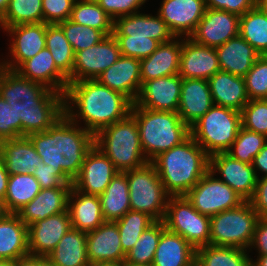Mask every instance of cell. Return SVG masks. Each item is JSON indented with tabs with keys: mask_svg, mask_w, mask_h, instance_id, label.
<instances>
[{
	"mask_svg": "<svg viewBox=\"0 0 267 266\" xmlns=\"http://www.w3.org/2000/svg\"><path fill=\"white\" fill-rule=\"evenodd\" d=\"M0 97L16 115L19 137L46 131L64 114V94L0 65Z\"/></svg>",
	"mask_w": 267,
	"mask_h": 266,
	"instance_id": "obj_1",
	"label": "cell"
},
{
	"mask_svg": "<svg viewBox=\"0 0 267 266\" xmlns=\"http://www.w3.org/2000/svg\"><path fill=\"white\" fill-rule=\"evenodd\" d=\"M64 104L65 115L76 124L78 119H83L84 129L95 136L103 128L125 119L133 103L95 79L69 82ZM74 108H78L77 111H73Z\"/></svg>",
	"mask_w": 267,
	"mask_h": 266,
	"instance_id": "obj_2",
	"label": "cell"
},
{
	"mask_svg": "<svg viewBox=\"0 0 267 266\" xmlns=\"http://www.w3.org/2000/svg\"><path fill=\"white\" fill-rule=\"evenodd\" d=\"M65 114L46 131L29 134L41 161L55 169L68 183L79 175L94 135L78 127Z\"/></svg>",
	"mask_w": 267,
	"mask_h": 266,
	"instance_id": "obj_3",
	"label": "cell"
},
{
	"mask_svg": "<svg viewBox=\"0 0 267 266\" xmlns=\"http://www.w3.org/2000/svg\"><path fill=\"white\" fill-rule=\"evenodd\" d=\"M151 163L170 196H185L209 171V155L191 136Z\"/></svg>",
	"mask_w": 267,
	"mask_h": 266,
	"instance_id": "obj_4",
	"label": "cell"
},
{
	"mask_svg": "<svg viewBox=\"0 0 267 266\" xmlns=\"http://www.w3.org/2000/svg\"><path fill=\"white\" fill-rule=\"evenodd\" d=\"M130 114L137 122L141 147L148 162L190 136V128L177 112L142 108L133 103Z\"/></svg>",
	"mask_w": 267,
	"mask_h": 266,
	"instance_id": "obj_5",
	"label": "cell"
},
{
	"mask_svg": "<svg viewBox=\"0 0 267 266\" xmlns=\"http://www.w3.org/2000/svg\"><path fill=\"white\" fill-rule=\"evenodd\" d=\"M94 145L120 172L140 168L148 163L141 147L137 122L131 114L100 130L94 136Z\"/></svg>",
	"mask_w": 267,
	"mask_h": 266,
	"instance_id": "obj_6",
	"label": "cell"
},
{
	"mask_svg": "<svg viewBox=\"0 0 267 266\" xmlns=\"http://www.w3.org/2000/svg\"><path fill=\"white\" fill-rule=\"evenodd\" d=\"M241 127V112L213 105L190 127V136L211 156L226 152Z\"/></svg>",
	"mask_w": 267,
	"mask_h": 266,
	"instance_id": "obj_7",
	"label": "cell"
},
{
	"mask_svg": "<svg viewBox=\"0 0 267 266\" xmlns=\"http://www.w3.org/2000/svg\"><path fill=\"white\" fill-rule=\"evenodd\" d=\"M260 216L249 201L210 217V245L247 250Z\"/></svg>",
	"mask_w": 267,
	"mask_h": 266,
	"instance_id": "obj_8",
	"label": "cell"
},
{
	"mask_svg": "<svg viewBox=\"0 0 267 266\" xmlns=\"http://www.w3.org/2000/svg\"><path fill=\"white\" fill-rule=\"evenodd\" d=\"M124 172L128 179L131 210L145 212L156 221H163L170 195L165 191L155 166L148 162Z\"/></svg>",
	"mask_w": 267,
	"mask_h": 266,
	"instance_id": "obj_9",
	"label": "cell"
},
{
	"mask_svg": "<svg viewBox=\"0 0 267 266\" xmlns=\"http://www.w3.org/2000/svg\"><path fill=\"white\" fill-rule=\"evenodd\" d=\"M163 222L195 250L210 244V217L199 213L185 196L169 197Z\"/></svg>",
	"mask_w": 267,
	"mask_h": 266,
	"instance_id": "obj_10",
	"label": "cell"
},
{
	"mask_svg": "<svg viewBox=\"0 0 267 266\" xmlns=\"http://www.w3.org/2000/svg\"><path fill=\"white\" fill-rule=\"evenodd\" d=\"M185 197L199 213L208 217L236 208L245 202L229 185L215 178L210 171Z\"/></svg>",
	"mask_w": 267,
	"mask_h": 266,
	"instance_id": "obj_11",
	"label": "cell"
},
{
	"mask_svg": "<svg viewBox=\"0 0 267 266\" xmlns=\"http://www.w3.org/2000/svg\"><path fill=\"white\" fill-rule=\"evenodd\" d=\"M120 56L115 37L108 35L96 45L75 53L73 72L68 80L69 82L95 80Z\"/></svg>",
	"mask_w": 267,
	"mask_h": 266,
	"instance_id": "obj_12",
	"label": "cell"
},
{
	"mask_svg": "<svg viewBox=\"0 0 267 266\" xmlns=\"http://www.w3.org/2000/svg\"><path fill=\"white\" fill-rule=\"evenodd\" d=\"M209 171L214 175L220 174L222 178L218 179L229 185L245 201L252 198L258 179L252 164L220 152L209 156Z\"/></svg>",
	"mask_w": 267,
	"mask_h": 266,
	"instance_id": "obj_13",
	"label": "cell"
},
{
	"mask_svg": "<svg viewBox=\"0 0 267 266\" xmlns=\"http://www.w3.org/2000/svg\"><path fill=\"white\" fill-rule=\"evenodd\" d=\"M117 172L112 161L94 145L87 152L72 186L84 194L100 196Z\"/></svg>",
	"mask_w": 267,
	"mask_h": 266,
	"instance_id": "obj_14",
	"label": "cell"
},
{
	"mask_svg": "<svg viewBox=\"0 0 267 266\" xmlns=\"http://www.w3.org/2000/svg\"><path fill=\"white\" fill-rule=\"evenodd\" d=\"M240 16L223 10L206 9L189 37L197 44L216 48L239 35Z\"/></svg>",
	"mask_w": 267,
	"mask_h": 266,
	"instance_id": "obj_15",
	"label": "cell"
},
{
	"mask_svg": "<svg viewBox=\"0 0 267 266\" xmlns=\"http://www.w3.org/2000/svg\"><path fill=\"white\" fill-rule=\"evenodd\" d=\"M4 31L12 37L9 51L13 58L0 62V65L7 69L16 70L24 61L46 48V23L44 22L11 26Z\"/></svg>",
	"mask_w": 267,
	"mask_h": 266,
	"instance_id": "obj_16",
	"label": "cell"
},
{
	"mask_svg": "<svg viewBox=\"0 0 267 266\" xmlns=\"http://www.w3.org/2000/svg\"><path fill=\"white\" fill-rule=\"evenodd\" d=\"M181 84L182 78L179 74L145 81L141 84L134 104L157 111L177 112Z\"/></svg>",
	"mask_w": 267,
	"mask_h": 266,
	"instance_id": "obj_17",
	"label": "cell"
},
{
	"mask_svg": "<svg viewBox=\"0 0 267 266\" xmlns=\"http://www.w3.org/2000/svg\"><path fill=\"white\" fill-rule=\"evenodd\" d=\"M27 228L29 254L48 257L72 227L67 210L36 221Z\"/></svg>",
	"mask_w": 267,
	"mask_h": 266,
	"instance_id": "obj_18",
	"label": "cell"
},
{
	"mask_svg": "<svg viewBox=\"0 0 267 266\" xmlns=\"http://www.w3.org/2000/svg\"><path fill=\"white\" fill-rule=\"evenodd\" d=\"M205 0H163L158 15L175 37L189 38L206 11ZM183 35V36H182Z\"/></svg>",
	"mask_w": 267,
	"mask_h": 266,
	"instance_id": "obj_19",
	"label": "cell"
},
{
	"mask_svg": "<svg viewBox=\"0 0 267 266\" xmlns=\"http://www.w3.org/2000/svg\"><path fill=\"white\" fill-rule=\"evenodd\" d=\"M220 71L215 48L197 44L190 38L182 39L178 74L182 79L208 80Z\"/></svg>",
	"mask_w": 267,
	"mask_h": 266,
	"instance_id": "obj_20",
	"label": "cell"
},
{
	"mask_svg": "<svg viewBox=\"0 0 267 266\" xmlns=\"http://www.w3.org/2000/svg\"><path fill=\"white\" fill-rule=\"evenodd\" d=\"M87 235V257L91 264L123 262L126 253L121 246L119 229L116 222L105 221Z\"/></svg>",
	"mask_w": 267,
	"mask_h": 266,
	"instance_id": "obj_21",
	"label": "cell"
},
{
	"mask_svg": "<svg viewBox=\"0 0 267 266\" xmlns=\"http://www.w3.org/2000/svg\"><path fill=\"white\" fill-rule=\"evenodd\" d=\"M96 80L134 103L141 88L140 60L121 55Z\"/></svg>",
	"mask_w": 267,
	"mask_h": 266,
	"instance_id": "obj_22",
	"label": "cell"
},
{
	"mask_svg": "<svg viewBox=\"0 0 267 266\" xmlns=\"http://www.w3.org/2000/svg\"><path fill=\"white\" fill-rule=\"evenodd\" d=\"M213 105L208 80L182 79L177 114L189 128Z\"/></svg>",
	"mask_w": 267,
	"mask_h": 266,
	"instance_id": "obj_23",
	"label": "cell"
},
{
	"mask_svg": "<svg viewBox=\"0 0 267 266\" xmlns=\"http://www.w3.org/2000/svg\"><path fill=\"white\" fill-rule=\"evenodd\" d=\"M113 36L149 37L164 43L175 38L165 21L157 14L134 13L114 20Z\"/></svg>",
	"mask_w": 267,
	"mask_h": 266,
	"instance_id": "obj_24",
	"label": "cell"
},
{
	"mask_svg": "<svg viewBox=\"0 0 267 266\" xmlns=\"http://www.w3.org/2000/svg\"><path fill=\"white\" fill-rule=\"evenodd\" d=\"M16 71L23 77L41 83L52 91L65 94L69 80L56 67L50 51L44 48L24 61Z\"/></svg>",
	"mask_w": 267,
	"mask_h": 266,
	"instance_id": "obj_25",
	"label": "cell"
},
{
	"mask_svg": "<svg viewBox=\"0 0 267 266\" xmlns=\"http://www.w3.org/2000/svg\"><path fill=\"white\" fill-rule=\"evenodd\" d=\"M160 43L158 48L147 58L140 60L141 84L145 81L178 74L182 37Z\"/></svg>",
	"mask_w": 267,
	"mask_h": 266,
	"instance_id": "obj_26",
	"label": "cell"
},
{
	"mask_svg": "<svg viewBox=\"0 0 267 266\" xmlns=\"http://www.w3.org/2000/svg\"><path fill=\"white\" fill-rule=\"evenodd\" d=\"M72 187L41 189L37 196L16 213L29 226L36 221L67 211L68 196Z\"/></svg>",
	"mask_w": 267,
	"mask_h": 266,
	"instance_id": "obj_27",
	"label": "cell"
},
{
	"mask_svg": "<svg viewBox=\"0 0 267 266\" xmlns=\"http://www.w3.org/2000/svg\"><path fill=\"white\" fill-rule=\"evenodd\" d=\"M67 210L71 227L79 231L87 233L105 222L99 196L84 194L73 186L68 196Z\"/></svg>",
	"mask_w": 267,
	"mask_h": 266,
	"instance_id": "obj_28",
	"label": "cell"
},
{
	"mask_svg": "<svg viewBox=\"0 0 267 266\" xmlns=\"http://www.w3.org/2000/svg\"><path fill=\"white\" fill-rule=\"evenodd\" d=\"M0 154L9 175L30 174L34 175L41 158L27 137L0 141Z\"/></svg>",
	"mask_w": 267,
	"mask_h": 266,
	"instance_id": "obj_29",
	"label": "cell"
},
{
	"mask_svg": "<svg viewBox=\"0 0 267 266\" xmlns=\"http://www.w3.org/2000/svg\"><path fill=\"white\" fill-rule=\"evenodd\" d=\"M208 82L214 105L241 112L249 102L244 77L220 70Z\"/></svg>",
	"mask_w": 267,
	"mask_h": 266,
	"instance_id": "obj_30",
	"label": "cell"
},
{
	"mask_svg": "<svg viewBox=\"0 0 267 266\" xmlns=\"http://www.w3.org/2000/svg\"><path fill=\"white\" fill-rule=\"evenodd\" d=\"M220 70L244 77L260 54L240 35L215 48Z\"/></svg>",
	"mask_w": 267,
	"mask_h": 266,
	"instance_id": "obj_31",
	"label": "cell"
},
{
	"mask_svg": "<svg viewBox=\"0 0 267 266\" xmlns=\"http://www.w3.org/2000/svg\"><path fill=\"white\" fill-rule=\"evenodd\" d=\"M29 254L28 228L16 213L0 219V260L16 261Z\"/></svg>",
	"mask_w": 267,
	"mask_h": 266,
	"instance_id": "obj_32",
	"label": "cell"
},
{
	"mask_svg": "<svg viewBox=\"0 0 267 266\" xmlns=\"http://www.w3.org/2000/svg\"><path fill=\"white\" fill-rule=\"evenodd\" d=\"M196 250L179 234L165 229L159 239L153 266H193Z\"/></svg>",
	"mask_w": 267,
	"mask_h": 266,
	"instance_id": "obj_33",
	"label": "cell"
},
{
	"mask_svg": "<svg viewBox=\"0 0 267 266\" xmlns=\"http://www.w3.org/2000/svg\"><path fill=\"white\" fill-rule=\"evenodd\" d=\"M48 258L54 266H90L86 232L71 228Z\"/></svg>",
	"mask_w": 267,
	"mask_h": 266,
	"instance_id": "obj_34",
	"label": "cell"
},
{
	"mask_svg": "<svg viewBox=\"0 0 267 266\" xmlns=\"http://www.w3.org/2000/svg\"><path fill=\"white\" fill-rule=\"evenodd\" d=\"M99 198L105 221L115 222L130 211L126 173L118 171Z\"/></svg>",
	"mask_w": 267,
	"mask_h": 266,
	"instance_id": "obj_35",
	"label": "cell"
},
{
	"mask_svg": "<svg viewBox=\"0 0 267 266\" xmlns=\"http://www.w3.org/2000/svg\"><path fill=\"white\" fill-rule=\"evenodd\" d=\"M40 191V184L34 175H10L7 192L3 200L5 209L8 213H17L19 209L32 201Z\"/></svg>",
	"mask_w": 267,
	"mask_h": 266,
	"instance_id": "obj_36",
	"label": "cell"
},
{
	"mask_svg": "<svg viewBox=\"0 0 267 266\" xmlns=\"http://www.w3.org/2000/svg\"><path fill=\"white\" fill-rule=\"evenodd\" d=\"M247 250L207 245L196 249L197 266H252Z\"/></svg>",
	"mask_w": 267,
	"mask_h": 266,
	"instance_id": "obj_37",
	"label": "cell"
},
{
	"mask_svg": "<svg viewBox=\"0 0 267 266\" xmlns=\"http://www.w3.org/2000/svg\"><path fill=\"white\" fill-rule=\"evenodd\" d=\"M239 35L260 56L267 55V10L255 6L240 16Z\"/></svg>",
	"mask_w": 267,
	"mask_h": 266,
	"instance_id": "obj_38",
	"label": "cell"
},
{
	"mask_svg": "<svg viewBox=\"0 0 267 266\" xmlns=\"http://www.w3.org/2000/svg\"><path fill=\"white\" fill-rule=\"evenodd\" d=\"M69 20L112 35L114 20L103 10L96 0H76Z\"/></svg>",
	"mask_w": 267,
	"mask_h": 266,
	"instance_id": "obj_39",
	"label": "cell"
},
{
	"mask_svg": "<svg viewBox=\"0 0 267 266\" xmlns=\"http://www.w3.org/2000/svg\"><path fill=\"white\" fill-rule=\"evenodd\" d=\"M46 48L56 67L68 78L73 72L75 53L59 24H46Z\"/></svg>",
	"mask_w": 267,
	"mask_h": 266,
	"instance_id": "obj_40",
	"label": "cell"
},
{
	"mask_svg": "<svg viewBox=\"0 0 267 266\" xmlns=\"http://www.w3.org/2000/svg\"><path fill=\"white\" fill-rule=\"evenodd\" d=\"M163 221H156L146 229L134 247L126 254L125 264H152L159 239L165 230Z\"/></svg>",
	"mask_w": 267,
	"mask_h": 266,
	"instance_id": "obj_41",
	"label": "cell"
},
{
	"mask_svg": "<svg viewBox=\"0 0 267 266\" xmlns=\"http://www.w3.org/2000/svg\"><path fill=\"white\" fill-rule=\"evenodd\" d=\"M115 222L119 229L122 249L127 254L137 243L141 234L156 220L145 212L130 210Z\"/></svg>",
	"mask_w": 267,
	"mask_h": 266,
	"instance_id": "obj_42",
	"label": "cell"
},
{
	"mask_svg": "<svg viewBox=\"0 0 267 266\" xmlns=\"http://www.w3.org/2000/svg\"><path fill=\"white\" fill-rule=\"evenodd\" d=\"M43 22L42 0H10L5 16L0 20V27H7Z\"/></svg>",
	"mask_w": 267,
	"mask_h": 266,
	"instance_id": "obj_43",
	"label": "cell"
},
{
	"mask_svg": "<svg viewBox=\"0 0 267 266\" xmlns=\"http://www.w3.org/2000/svg\"><path fill=\"white\" fill-rule=\"evenodd\" d=\"M266 143V136L241 127L235 141L226 153L238 161L252 164L253 158Z\"/></svg>",
	"mask_w": 267,
	"mask_h": 266,
	"instance_id": "obj_44",
	"label": "cell"
},
{
	"mask_svg": "<svg viewBox=\"0 0 267 266\" xmlns=\"http://www.w3.org/2000/svg\"><path fill=\"white\" fill-rule=\"evenodd\" d=\"M74 53L87 49L99 43L106 35L97 29L81 25L67 19L59 23Z\"/></svg>",
	"mask_w": 267,
	"mask_h": 266,
	"instance_id": "obj_45",
	"label": "cell"
},
{
	"mask_svg": "<svg viewBox=\"0 0 267 266\" xmlns=\"http://www.w3.org/2000/svg\"><path fill=\"white\" fill-rule=\"evenodd\" d=\"M242 127L267 137V99H252L241 110Z\"/></svg>",
	"mask_w": 267,
	"mask_h": 266,
	"instance_id": "obj_46",
	"label": "cell"
},
{
	"mask_svg": "<svg viewBox=\"0 0 267 266\" xmlns=\"http://www.w3.org/2000/svg\"><path fill=\"white\" fill-rule=\"evenodd\" d=\"M249 100L267 99V55L260 56L244 76Z\"/></svg>",
	"mask_w": 267,
	"mask_h": 266,
	"instance_id": "obj_47",
	"label": "cell"
},
{
	"mask_svg": "<svg viewBox=\"0 0 267 266\" xmlns=\"http://www.w3.org/2000/svg\"><path fill=\"white\" fill-rule=\"evenodd\" d=\"M122 56L144 59L150 56L159 46L160 42L147 37L114 36Z\"/></svg>",
	"mask_w": 267,
	"mask_h": 266,
	"instance_id": "obj_48",
	"label": "cell"
},
{
	"mask_svg": "<svg viewBox=\"0 0 267 266\" xmlns=\"http://www.w3.org/2000/svg\"><path fill=\"white\" fill-rule=\"evenodd\" d=\"M76 0H42L43 22L59 24L70 18Z\"/></svg>",
	"mask_w": 267,
	"mask_h": 266,
	"instance_id": "obj_49",
	"label": "cell"
},
{
	"mask_svg": "<svg viewBox=\"0 0 267 266\" xmlns=\"http://www.w3.org/2000/svg\"><path fill=\"white\" fill-rule=\"evenodd\" d=\"M103 10L113 19L138 13L147 0H96Z\"/></svg>",
	"mask_w": 267,
	"mask_h": 266,
	"instance_id": "obj_50",
	"label": "cell"
},
{
	"mask_svg": "<svg viewBox=\"0 0 267 266\" xmlns=\"http://www.w3.org/2000/svg\"><path fill=\"white\" fill-rule=\"evenodd\" d=\"M17 138L16 115L9 103L0 97V141Z\"/></svg>",
	"mask_w": 267,
	"mask_h": 266,
	"instance_id": "obj_51",
	"label": "cell"
},
{
	"mask_svg": "<svg viewBox=\"0 0 267 266\" xmlns=\"http://www.w3.org/2000/svg\"><path fill=\"white\" fill-rule=\"evenodd\" d=\"M34 177L40 184L41 189L72 187V183H68L55 169L50 165L44 164L42 161L34 172Z\"/></svg>",
	"mask_w": 267,
	"mask_h": 266,
	"instance_id": "obj_52",
	"label": "cell"
},
{
	"mask_svg": "<svg viewBox=\"0 0 267 266\" xmlns=\"http://www.w3.org/2000/svg\"><path fill=\"white\" fill-rule=\"evenodd\" d=\"M207 9L223 10L242 16L256 6V0H205Z\"/></svg>",
	"mask_w": 267,
	"mask_h": 266,
	"instance_id": "obj_53",
	"label": "cell"
},
{
	"mask_svg": "<svg viewBox=\"0 0 267 266\" xmlns=\"http://www.w3.org/2000/svg\"><path fill=\"white\" fill-rule=\"evenodd\" d=\"M249 202L260 218H267V177L257 179L254 194Z\"/></svg>",
	"mask_w": 267,
	"mask_h": 266,
	"instance_id": "obj_54",
	"label": "cell"
},
{
	"mask_svg": "<svg viewBox=\"0 0 267 266\" xmlns=\"http://www.w3.org/2000/svg\"><path fill=\"white\" fill-rule=\"evenodd\" d=\"M252 248H256L259 255L267 254V218L258 220L249 249Z\"/></svg>",
	"mask_w": 267,
	"mask_h": 266,
	"instance_id": "obj_55",
	"label": "cell"
},
{
	"mask_svg": "<svg viewBox=\"0 0 267 266\" xmlns=\"http://www.w3.org/2000/svg\"><path fill=\"white\" fill-rule=\"evenodd\" d=\"M252 167L255 170L257 178H259L258 173H264L261 178L267 177V143L262 148V150L253 158ZM260 171V172H259Z\"/></svg>",
	"mask_w": 267,
	"mask_h": 266,
	"instance_id": "obj_56",
	"label": "cell"
},
{
	"mask_svg": "<svg viewBox=\"0 0 267 266\" xmlns=\"http://www.w3.org/2000/svg\"><path fill=\"white\" fill-rule=\"evenodd\" d=\"M16 266H54V264L48 257L28 255L16 260Z\"/></svg>",
	"mask_w": 267,
	"mask_h": 266,
	"instance_id": "obj_57",
	"label": "cell"
},
{
	"mask_svg": "<svg viewBox=\"0 0 267 266\" xmlns=\"http://www.w3.org/2000/svg\"><path fill=\"white\" fill-rule=\"evenodd\" d=\"M9 174L5 168L2 156L0 154V199L3 201L7 192Z\"/></svg>",
	"mask_w": 267,
	"mask_h": 266,
	"instance_id": "obj_58",
	"label": "cell"
},
{
	"mask_svg": "<svg viewBox=\"0 0 267 266\" xmlns=\"http://www.w3.org/2000/svg\"><path fill=\"white\" fill-rule=\"evenodd\" d=\"M10 4V0H0V20L5 16L8 7Z\"/></svg>",
	"mask_w": 267,
	"mask_h": 266,
	"instance_id": "obj_59",
	"label": "cell"
},
{
	"mask_svg": "<svg viewBox=\"0 0 267 266\" xmlns=\"http://www.w3.org/2000/svg\"><path fill=\"white\" fill-rule=\"evenodd\" d=\"M252 266H267V254L258 255L256 261H252Z\"/></svg>",
	"mask_w": 267,
	"mask_h": 266,
	"instance_id": "obj_60",
	"label": "cell"
},
{
	"mask_svg": "<svg viewBox=\"0 0 267 266\" xmlns=\"http://www.w3.org/2000/svg\"><path fill=\"white\" fill-rule=\"evenodd\" d=\"M90 266H125V263H123V262H105V263L91 264Z\"/></svg>",
	"mask_w": 267,
	"mask_h": 266,
	"instance_id": "obj_61",
	"label": "cell"
},
{
	"mask_svg": "<svg viewBox=\"0 0 267 266\" xmlns=\"http://www.w3.org/2000/svg\"><path fill=\"white\" fill-rule=\"evenodd\" d=\"M0 266H16V261H13V260H0Z\"/></svg>",
	"mask_w": 267,
	"mask_h": 266,
	"instance_id": "obj_62",
	"label": "cell"
},
{
	"mask_svg": "<svg viewBox=\"0 0 267 266\" xmlns=\"http://www.w3.org/2000/svg\"><path fill=\"white\" fill-rule=\"evenodd\" d=\"M256 6L267 10V0H256Z\"/></svg>",
	"mask_w": 267,
	"mask_h": 266,
	"instance_id": "obj_63",
	"label": "cell"
},
{
	"mask_svg": "<svg viewBox=\"0 0 267 266\" xmlns=\"http://www.w3.org/2000/svg\"><path fill=\"white\" fill-rule=\"evenodd\" d=\"M7 213L8 212L5 209L4 202L0 199V219H2Z\"/></svg>",
	"mask_w": 267,
	"mask_h": 266,
	"instance_id": "obj_64",
	"label": "cell"
},
{
	"mask_svg": "<svg viewBox=\"0 0 267 266\" xmlns=\"http://www.w3.org/2000/svg\"><path fill=\"white\" fill-rule=\"evenodd\" d=\"M125 266H153L152 264H144V265H140V264H125Z\"/></svg>",
	"mask_w": 267,
	"mask_h": 266,
	"instance_id": "obj_65",
	"label": "cell"
}]
</instances>
